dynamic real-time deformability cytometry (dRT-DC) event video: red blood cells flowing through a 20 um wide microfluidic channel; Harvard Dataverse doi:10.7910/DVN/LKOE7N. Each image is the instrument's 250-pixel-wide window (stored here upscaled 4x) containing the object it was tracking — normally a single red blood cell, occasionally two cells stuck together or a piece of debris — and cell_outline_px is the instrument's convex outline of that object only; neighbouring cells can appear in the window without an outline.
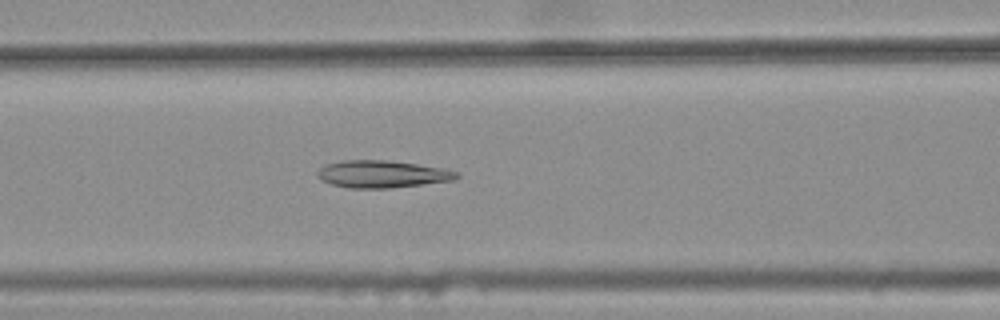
{"species": "common noctule bat (a hibernating species)", "species_latin": "Nyctalus noctula", "temperature_condition": "warm", "stored_images_in_passage": 46, "camera_frame_rate_fps": 3000, "um_per_image_px": 0.085, "animal": {"sex": "female", "body_mass_g": 25.1}, "frame": {"image": 1, "passage_image": 22, "time_ms": 7.0, "image_size_px": [1000, 320], "cell_outline_px": [[460, 176], [456, 180], [388, 188], [348, 188], [332, 184], [320, 180], [316, 176], [316, 172], [320, 168], [328, 164], [344, 160], [388, 160], [448, 168], [456, 172]], "centroid_in_image_um": [32.5, 14.79], "position_along_channel_um": 134.1, "area_um2": 22.25}}
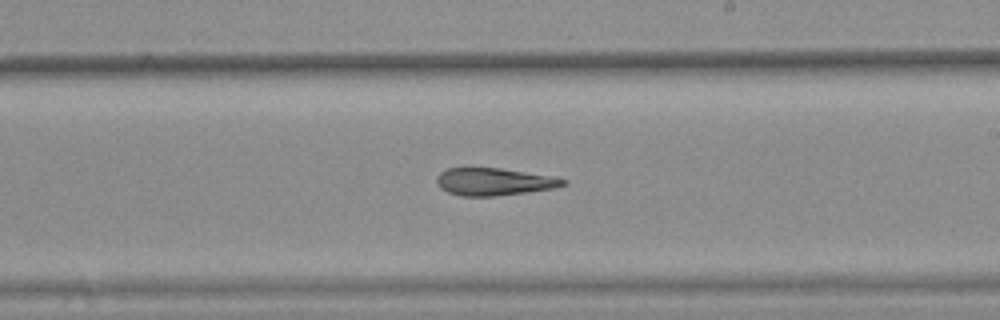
{"frame": {"image": 2, "passage_image": 31, "time_ms": 10.0, "image_size_px": [1000, 320], "cell_outline_px": [[568, 184], [556, 188], [492, 196], [460, 196], [448, 192], [440, 188], [436, 180], [436, 176], [444, 168], [500, 168], [556, 176], [568, 180]], "centroid_in_image_um": [42.02, 15.43], "position_along_channel_um": 247.0, "area_um2": 20.4}}
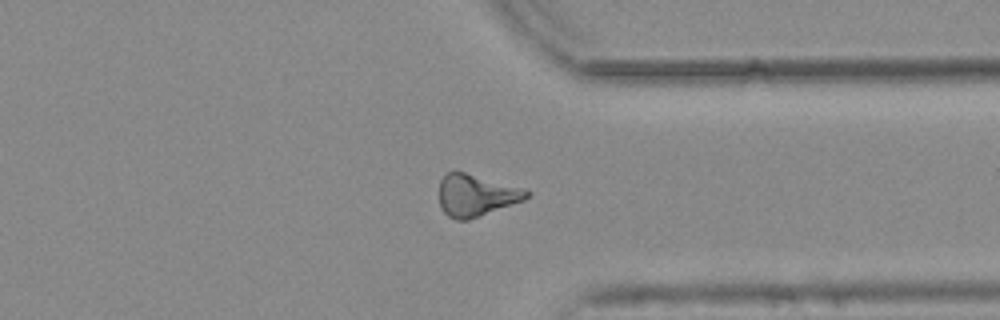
{"frame": {"image": 3, "passage_image": 41, "time_ms": 13.333, "image_size_px": [1000, 320], "cell_outline_px": [[532, 192], [524, 200], [468, 220], [456, 220], [448, 216], [440, 208], [440, 180], [448, 172], [464, 172], [524, 188]], "centroid_in_image_um": [40.47, 16.61], "position_along_channel_um": 370.9, "area_um2": 21.15}}